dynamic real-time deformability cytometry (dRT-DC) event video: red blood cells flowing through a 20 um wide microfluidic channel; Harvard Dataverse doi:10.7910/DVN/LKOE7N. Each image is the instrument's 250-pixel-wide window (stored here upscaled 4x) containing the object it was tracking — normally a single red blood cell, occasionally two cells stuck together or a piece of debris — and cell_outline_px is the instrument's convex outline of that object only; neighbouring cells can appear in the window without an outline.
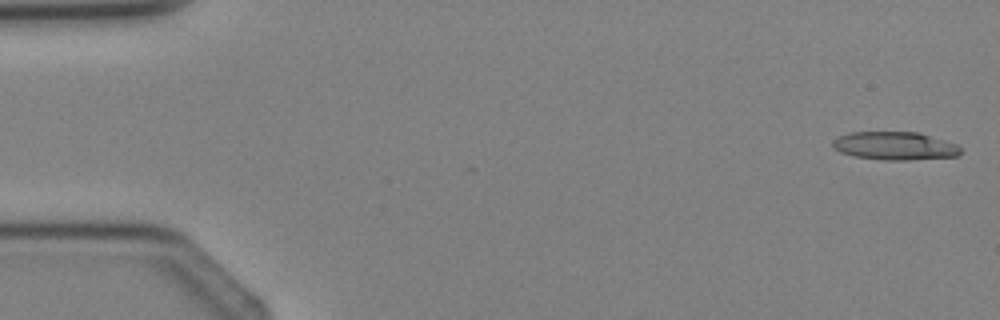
{"species": "Egyptian fruit bat (a non-hibernating species)", "species_latin": "Rousettus aegyptiacus", "temperature_condition": "cold", "stored_images_in_passage": 4, "camera_frame_rate_fps": 3000, "um_per_image_px": 0.085, "animal": {"sex": "female"}, "frame": {"image": 1, "passage_image": 1, "time_ms": 0.0, "image_size_px": [1000, 320], "cell_outline_px": [[960, 152], [956, 156], [908, 160], [884, 160], [852, 156], [840, 152], [832, 148], [832, 140], [836, 136], [852, 132], [920, 132], [956, 144], [960, 148]], "centroid_in_image_um": [75.99, 12.39], "position_along_channel_um": 9.0, "area_um2": 21.1}}
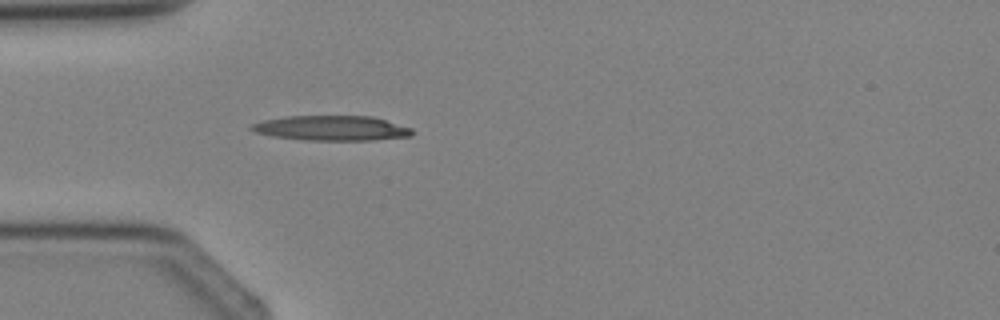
{"frame": {"image": 2, "passage_image": 4, "time_ms": 3.333, "image_size_px": [1000, 320], "cell_outline_px": [[412, 136], [372, 140], [304, 140], [272, 136], [252, 132], [248, 128], [252, 124], [264, 120], [288, 116], [372, 116], [412, 128]], "centroid_in_image_um": [28.15, 10.89], "position_along_channel_um": 56.9, "area_um2": 23.35}}